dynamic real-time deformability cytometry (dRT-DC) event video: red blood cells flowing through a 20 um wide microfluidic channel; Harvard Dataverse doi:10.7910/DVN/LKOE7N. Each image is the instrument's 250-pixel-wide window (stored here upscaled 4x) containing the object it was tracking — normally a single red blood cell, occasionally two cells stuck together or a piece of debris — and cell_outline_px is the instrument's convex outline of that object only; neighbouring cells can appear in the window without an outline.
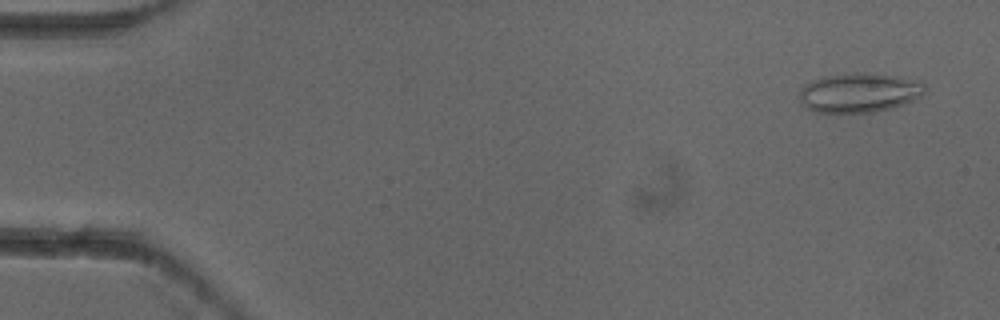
{"species": "common noctule bat (a hibernating species)", "species_latin": "Nyctalus noctula", "temperature_condition": "cold", "stored_images_in_passage": 3, "camera_frame_rate_fps": 3000, "um_per_image_px": 0.085, "animal": {"sex": "female"}, "frame": {"image": 1, "passage_image": 1, "time_ms": 0.0, "image_size_px": [1000, 320], "cell_outline_px": [[924, 92], [920, 96], [904, 104], [892, 108], [872, 112], [812, 112], [800, 100], [800, 88], [804, 84], [812, 80], [824, 76], [852, 72], [864, 72], [900, 76], [920, 80], [924, 84]], "centroid_in_image_um": [73.03, 7.85], "position_along_channel_um": 12.0, "area_um2": 29.02}}